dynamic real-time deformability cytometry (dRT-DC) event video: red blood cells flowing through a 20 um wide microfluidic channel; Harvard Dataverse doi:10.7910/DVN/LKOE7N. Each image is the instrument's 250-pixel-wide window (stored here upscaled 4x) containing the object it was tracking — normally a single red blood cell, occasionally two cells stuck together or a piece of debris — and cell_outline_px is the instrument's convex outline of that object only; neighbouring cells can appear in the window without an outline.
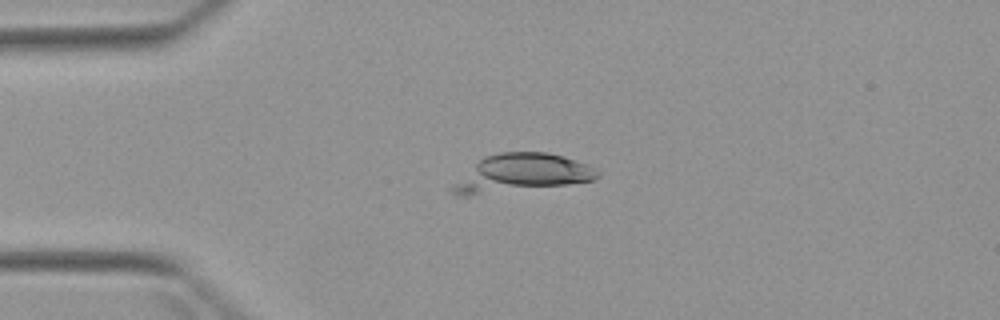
{"species": "Egyptian fruit bat (a non-hibernating species)", "species_latin": "Rousettus aegyptiacus", "temperature_condition": "warm", "stored_images_in_passage": 5, "camera_frame_rate_fps": 3000, "um_per_image_px": 0.085, "animal": {"sex": "female"}, "frame": {"image": 1, "passage_image": 4, "time_ms": 4.667, "image_size_px": [1000, 320], "cell_outline_px": [[600, 176], [596, 180], [568, 184], [468, 196], [456, 196], [452, 192], [452, 184], [484, 156], [500, 152], [548, 152], [564, 156], [588, 164], [596, 168], [600, 172]], "centroid_in_image_um": [44.35, 14.71], "position_along_channel_um": 40.6, "area_um2": 31.96}}